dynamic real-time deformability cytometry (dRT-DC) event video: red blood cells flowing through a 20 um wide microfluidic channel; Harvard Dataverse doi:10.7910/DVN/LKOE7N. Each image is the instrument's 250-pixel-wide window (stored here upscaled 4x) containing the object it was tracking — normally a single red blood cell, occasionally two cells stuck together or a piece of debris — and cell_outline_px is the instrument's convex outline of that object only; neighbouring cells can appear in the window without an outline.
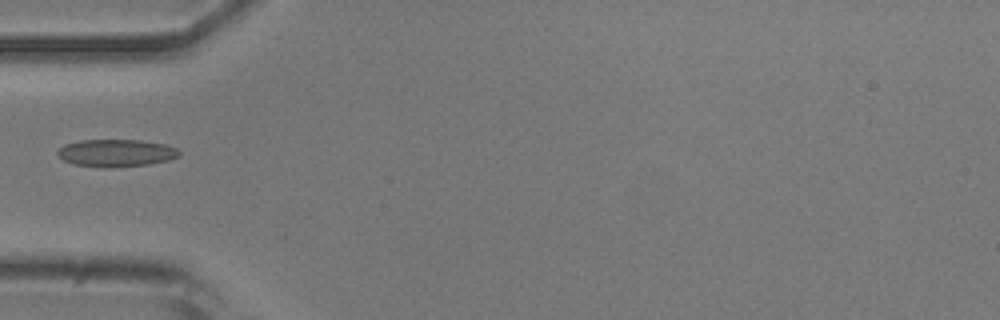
{"species": "common noctule bat (a hibernating species)", "species_latin": "Nyctalus noctula", "temperature_condition": "room temperature", "stored_images_in_passage": 36, "camera_frame_rate_fps": 3000, "um_per_image_px": 0.085, "animal": {"sex": "male", "body_mass_g": 20.5, "forearm_length_mm": 52.5}, "frame": {"image": 1, "passage_image": 1, "time_ms": 0.0, "image_size_px": [1000, 320], "cell_outline_px": [[180, 156], [168, 160], [148, 164], [112, 168], [104, 168], [76, 164], [64, 160], [56, 152], [64, 144], [80, 140], [140, 140], [164, 144], [176, 148], [180, 152]], "centroid_in_image_um": [9.88, 13.0], "position_along_channel_um": 75.1, "area_um2": 19.36}}
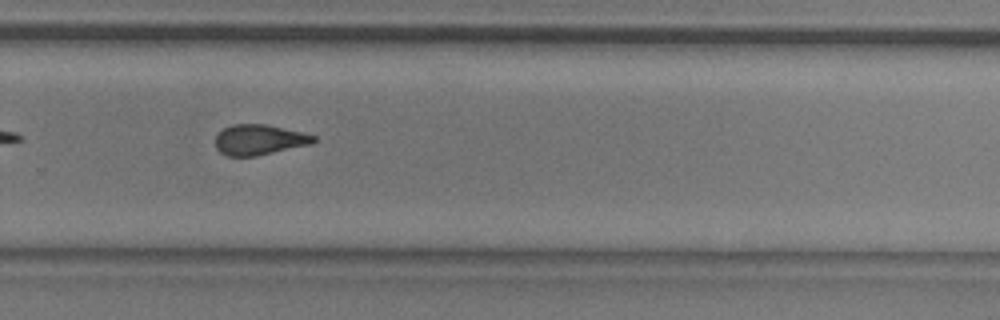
{"frame": {"image": 2, "passage_image": 19, "time_ms": 6.0, "image_size_px": [1000, 320], "cell_outline_px": [[316, 140], [312, 144], [256, 156], [228, 156], [220, 152], [216, 148], [216, 136], [224, 128], [232, 124], [264, 124], [304, 132], [316, 136]], "centroid_in_image_um": [22.06, 11.88], "position_along_channel_um": 307.7, "area_um2": 17.4}}
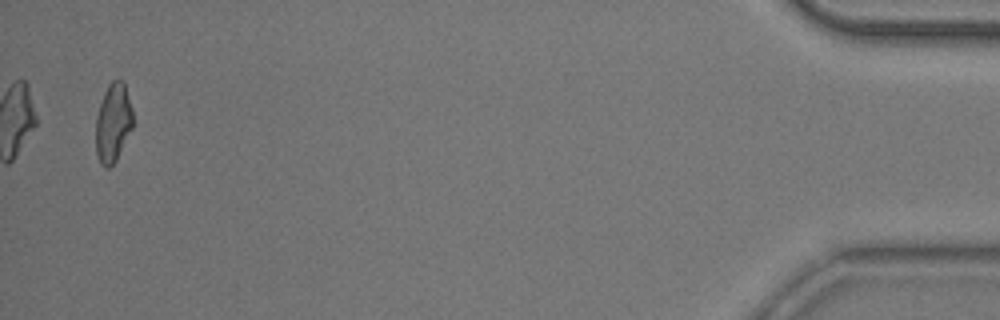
{"frame": {"image": 3, "passage_image": 35, "time_ms": 11.333, "image_size_px": [1000, 320], "cell_outline_px": [[132, 128], [116, 160], [108, 168], [104, 168], [100, 164], [96, 152], [96, 116], [104, 92], [108, 84], [112, 80], [124, 80], [132, 108]], "centroid_in_image_um": [9.61, 10.42], "position_along_channel_um": 425.6, "area_um2": 17.05}}